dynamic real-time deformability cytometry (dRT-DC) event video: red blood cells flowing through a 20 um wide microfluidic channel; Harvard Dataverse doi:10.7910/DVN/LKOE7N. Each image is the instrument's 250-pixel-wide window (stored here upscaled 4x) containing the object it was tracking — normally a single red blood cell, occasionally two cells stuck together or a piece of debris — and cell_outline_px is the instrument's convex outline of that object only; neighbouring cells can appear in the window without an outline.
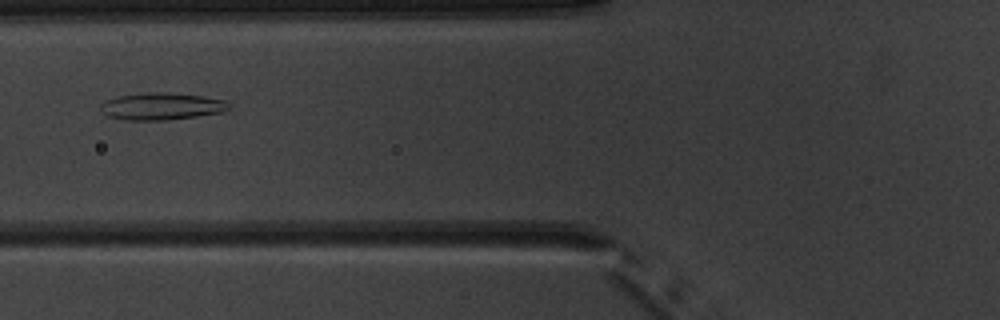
{"species": "common noctule bat (a hibernating species)", "species_latin": "Nyctalus noctula", "temperature_condition": "warm", "stored_images_in_passage": 6, "camera_frame_rate_fps": 3000, "um_per_image_px": 0.085, "animal": {"sex": "male", "body_mass_g": 20.1, "forearm_length_mm": 53.5}, "frame": {"image": 1, "passage_image": 5, "time_ms": 4.667, "image_size_px": [1000, 320], "cell_outline_px": [[232, 108], [224, 112], [168, 120], [128, 120], [108, 116], [100, 108], [100, 104], [104, 100], [116, 96], [152, 92], [164, 92], [204, 96], [224, 100]], "centroid_in_image_um": [13.74, 9.03], "position_along_channel_um": 112.1, "area_um2": 20.29}}
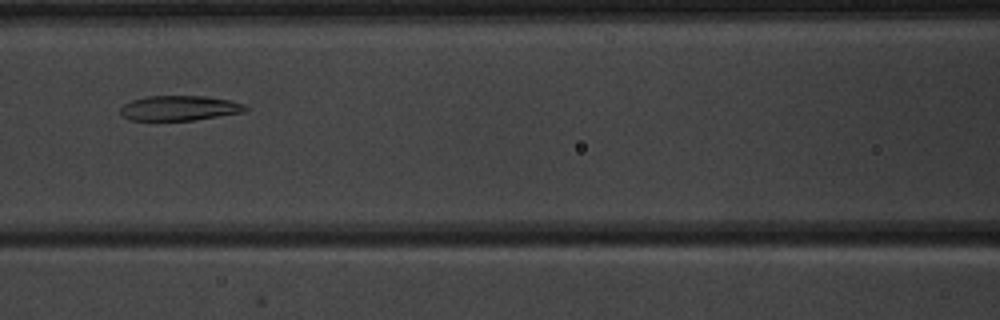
{"frame": {"image": 2, "passage_image": 6, "time_ms": 5.667, "image_size_px": [1000, 320], "cell_outline_px": [[248, 112], [196, 120], [128, 120], [120, 116], [120, 108], [124, 104], [132, 100], [144, 96], [208, 96], [232, 100], [244, 104], [248, 108]], "centroid_in_image_um": [15.29, 9.19], "position_along_channel_um": 151.3, "area_um2": 18.61}}